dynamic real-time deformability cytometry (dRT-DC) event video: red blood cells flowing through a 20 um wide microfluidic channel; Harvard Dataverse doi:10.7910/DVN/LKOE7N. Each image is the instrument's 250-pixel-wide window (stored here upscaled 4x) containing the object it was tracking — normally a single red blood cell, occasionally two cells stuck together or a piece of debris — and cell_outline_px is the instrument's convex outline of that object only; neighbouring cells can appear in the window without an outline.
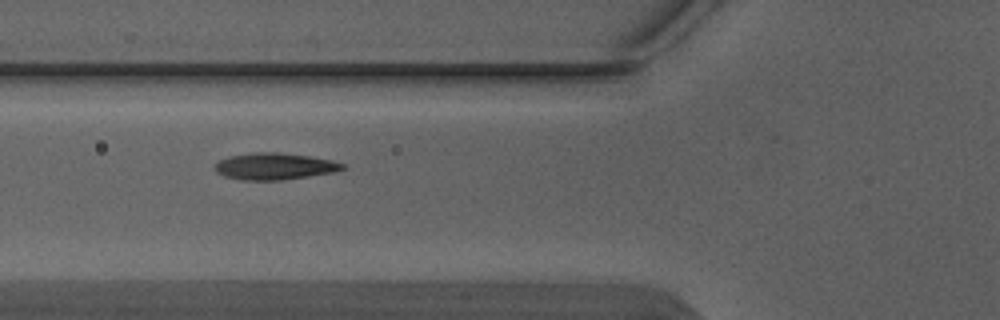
{"species": "Egyptian fruit bat (a non-hibernating species)", "species_latin": "Rousettus aegyptiacus", "temperature_condition": "warm", "stored_images_in_passage": 5, "camera_frame_rate_fps": 3000, "um_per_image_px": 0.085, "animal": {"sex": "male"}, "frame": {"image": 1, "passage_image": 5, "time_ms": 1.333, "image_size_px": [1000, 320], "cell_outline_px": [[348, 168], [332, 172], [308, 176], [280, 180], [240, 180], [224, 176], [216, 172], [212, 168], [220, 160], [228, 156], [256, 152], [276, 152], [308, 156], [332, 160], [344, 164]], "centroid_in_image_um": [23.3, 14.14], "position_along_channel_um": 102.5, "area_um2": 19.83}}